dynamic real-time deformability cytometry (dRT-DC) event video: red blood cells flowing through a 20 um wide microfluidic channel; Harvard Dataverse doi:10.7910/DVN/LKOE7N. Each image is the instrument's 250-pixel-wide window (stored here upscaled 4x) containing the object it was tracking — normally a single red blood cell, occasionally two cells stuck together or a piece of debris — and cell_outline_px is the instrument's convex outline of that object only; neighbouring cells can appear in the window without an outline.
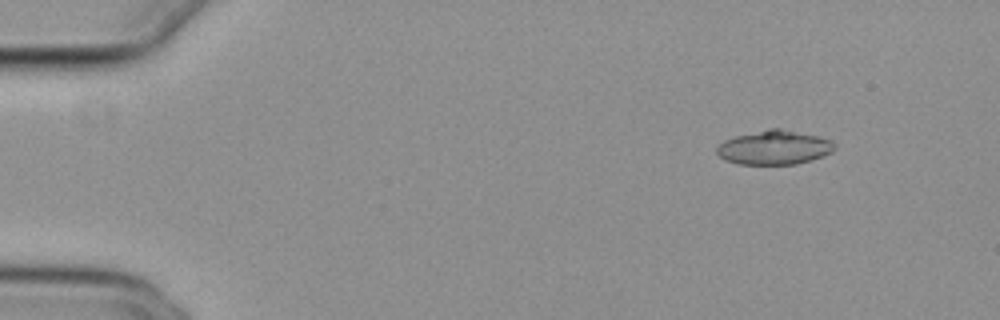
{"species": "common noctule bat (a hibernating species)", "species_latin": "Nyctalus noctula", "temperature_condition": "cold", "stored_images_in_passage": 50, "camera_frame_rate_fps": 3000, "um_per_image_px": 0.085, "animal": {"sex": "female", "body_mass_g": 29.2, "forearm_length_mm": 56.3}, "frame": {"image": 1, "passage_image": 2, "time_ms": 0.333, "image_size_px": [1000, 320], "cell_outline_px": [[836, 148], [832, 152], [824, 156], [796, 164], [740, 164], [724, 160], [716, 152], [716, 148], [724, 140], [736, 136], [768, 128], [780, 128], [820, 136], [832, 140], [836, 144]], "centroid_in_image_um": [65.85, 12.53], "position_along_channel_um": 19.2, "area_um2": 23.58}}
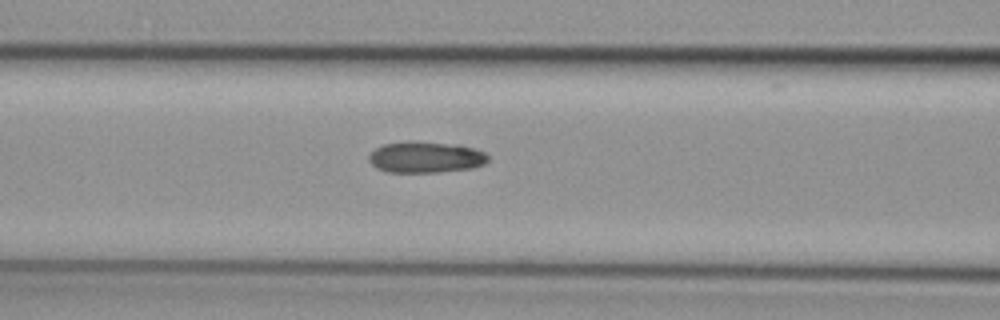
{"frame": {"image": 2, "passage_image": 19, "time_ms": 6.0, "image_size_px": [1000, 320], "cell_outline_px": [[488, 160], [484, 164], [472, 168], [436, 172], [384, 172], [376, 168], [368, 160], [368, 156], [376, 148], [384, 144], [460, 144], [484, 152], [488, 156]], "centroid_in_image_um": [36.19, 13.41], "position_along_channel_um": 130.4, "area_um2": 20.81}}
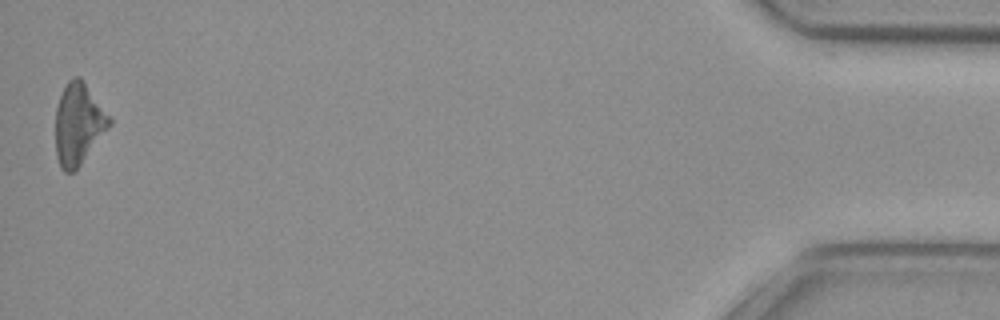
{"frame": {"image": 3, "passage_image": 50, "time_ms": 16.333, "image_size_px": [1000, 320], "cell_outline_px": [[112, 124], [80, 164], [72, 172], [64, 172], [60, 168], [56, 156], [56, 108], [60, 96], [68, 80], [72, 76], [80, 76], [112, 116]], "centroid_in_image_um": [6.69, 10.5], "position_along_channel_um": 428.5, "area_um2": 25.66}, "authors_computed_cell_mechanics": {"area_um2": 23.4957, "velocity_mm_per_s": 3.7855, "shape_relaxation_time_tau1_ms": null, "shape_relaxation_time_tau2_ms": 4.2584, "deformation_change_tau1": null, "deformation_change_tau2": 0.1304}}